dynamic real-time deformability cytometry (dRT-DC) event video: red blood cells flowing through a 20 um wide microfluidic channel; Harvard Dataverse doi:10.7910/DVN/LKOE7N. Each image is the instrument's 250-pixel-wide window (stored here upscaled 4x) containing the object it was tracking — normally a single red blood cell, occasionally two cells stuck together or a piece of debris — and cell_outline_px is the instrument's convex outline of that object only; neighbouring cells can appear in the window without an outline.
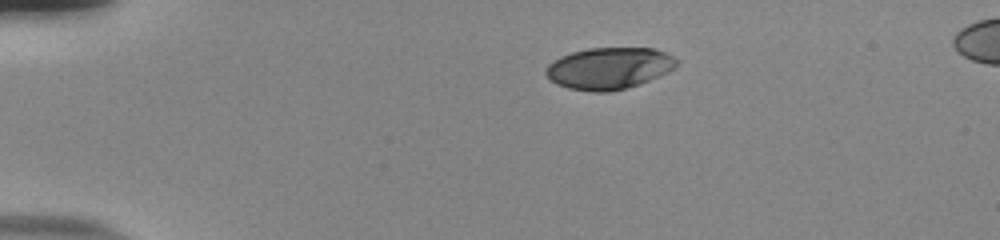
{"species": "human", "species_latin": "Homo sapiens", "temperature_condition": "room temperature", "stored_images_in_passage": 44, "camera_frame_rate_fps": 3000, "um_per_image_px": 0.085, "donor": {"sex": "male"}, "frame": {"image": 1, "passage_image": 1, "time_ms": 0.0, "image_size_px": [1000, 240], "cell_outline_px": [[680, 64], [676, 68], [668, 72], [640, 84], [608, 92], [592, 92], [568, 88], [556, 84], [548, 80], [544, 72], [548, 64], [560, 56], [572, 52], [588, 48], [652, 48], [664, 52], [680, 60]], "centroid_in_image_um": [51.77, 5.8], "position_along_channel_um": 33.2, "area_um2": 32.08}}
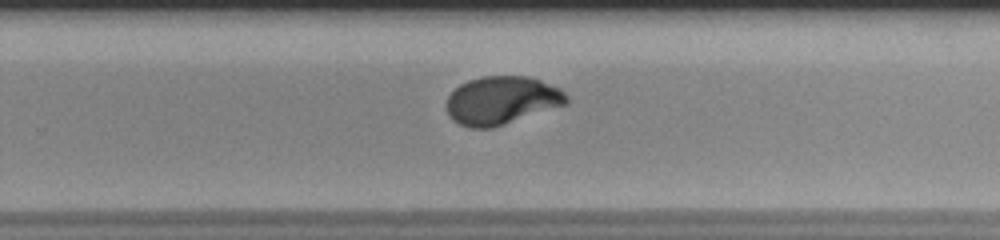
{"frame": {"image": 2, "passage_image": 26, "time_ms": 8.333, "image_size_px": [1000, 240], "cell_outline_px": [[568, 104], [492, 128], [468, 128], [452, 120], [448, 116], [448, 96], [460, 84], [468, 80], [484, 76], [528, 76], [540, 80], [560, 88], [568, 96]], "centroid_in_image_um": [42.66, 8.54], "position_along_channel_um": 287.1, "area_um2": 33.7}}
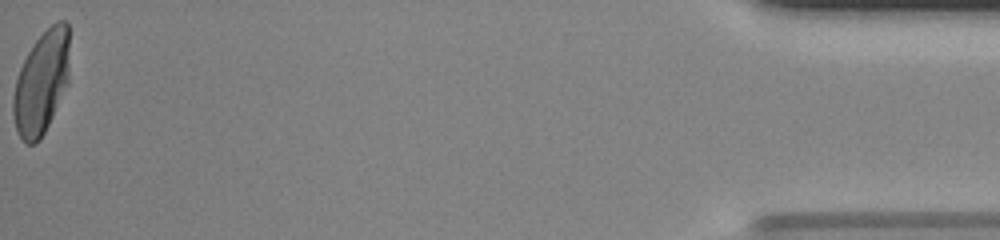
{"frame": {"image": 3, "passage_image": 44, "time_ms": 14.333, "image_size_px": [1000, 240], "cell_outline_px": [[68, 84], [40, 140], [32, 144], [28, 144], [20, 136], [16, 128], [12, 112], [12, 100], [16, 80], [20, 68], [32, 44], [56, 20], [64, 20], [68, 24]], "centroid_in_image_um": [3.51, 7.01], "position_along_channel_um": 431.7, "area_um2": 33.47}, "authors_computed_cell_mechanics": {"area_um2": 33.6396, "velocity_mm_per_s": 3.8542, "shape_relaxation_time_tau1_ms": 4.8895, "shape_relaxation_time_tau2_ms": null, "deformation_change_tau1": 0.2056, "deformation_change_tau2": null}}